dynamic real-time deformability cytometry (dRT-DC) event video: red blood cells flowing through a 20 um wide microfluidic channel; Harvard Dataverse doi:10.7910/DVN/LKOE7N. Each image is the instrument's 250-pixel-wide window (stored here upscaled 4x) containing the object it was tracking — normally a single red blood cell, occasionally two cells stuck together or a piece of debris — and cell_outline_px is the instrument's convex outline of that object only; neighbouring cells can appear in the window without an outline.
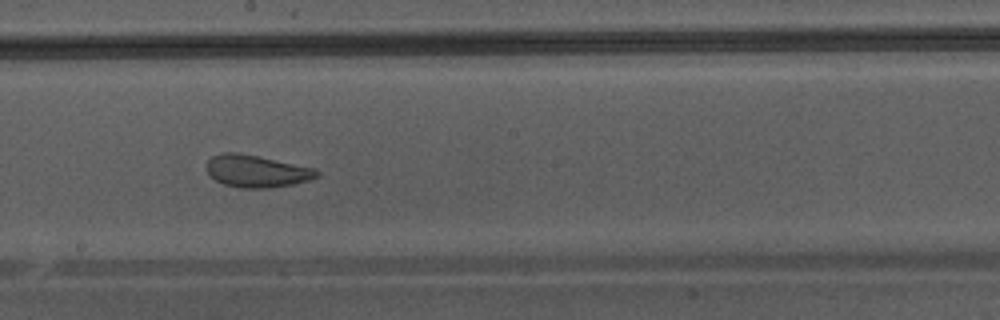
{"species": "Egyptian fruit bat (a non-hibernating species)", "species_latin": "Rousettus aegyptiacus", "temperature_condition": "warm", "stored_images_in_passage": 46, "camera_frame_rate_fps": 3000, "um_per_image_px": 0.085, "animal": {"sex": "male"}, "frame": {"image": 1, "passage_image": 27, "time_ms": 8.667, "image_size_px": [1000, 320], "cell_outline_px": [[320, 176], [308, 180], [292, 184], [268, 188], [240, 188], [224, 184], [216, 180], [204, 168], [208, 160], [212, 156], [224, 152], [236, 152], [316, 168], [320, 172]], "centroid_in_image_um": [21.81, 14.55], "position_along_channel_um": 226.4, "area_um2": 20.63}}